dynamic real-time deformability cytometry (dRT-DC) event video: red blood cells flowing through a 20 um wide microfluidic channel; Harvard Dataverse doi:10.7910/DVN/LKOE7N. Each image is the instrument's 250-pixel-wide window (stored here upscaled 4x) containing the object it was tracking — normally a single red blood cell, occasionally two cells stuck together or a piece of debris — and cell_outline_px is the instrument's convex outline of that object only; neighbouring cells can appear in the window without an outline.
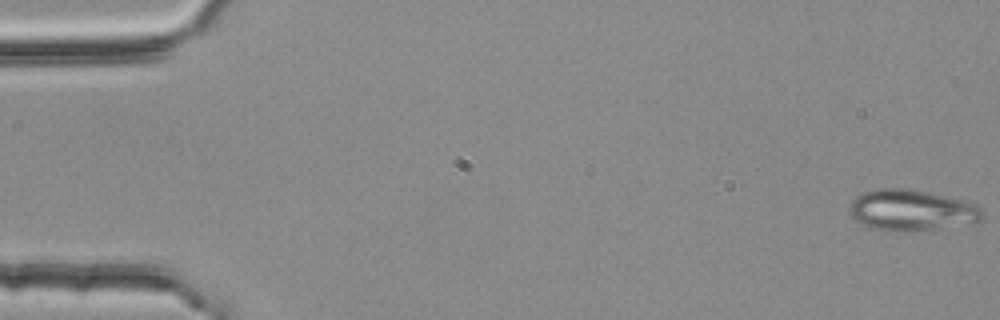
{"species": "common noctule bat (a hibernating species)", "species_latin": "Nyctalus noctula", "temperature_condition": "room temperature", "stored_images_in_passage": 54, "camera_frame_rate_fps": 3000, "um_per_image_px": 0.085, "animal": {"sex": "female", "body_mass_g": 25.1}, "frame": {"image": 1, "passage_image": 1, "time_ms": 0.0, "image_size_px": [1000, 320], "cell_outline_px": [[984, 212], [980, 220], [972, 224], [932, 228], [888, 232], [884, 232], [872, 228], [856, 220], [848, 212], [848, 208], [852, 200], [856, 196], [864, 192], [876, 188], [908, 188], [960, 200], [976, 204]], "centroid_in_image_um": [77.43, 17.86], "position_along_channel_um": 7.6, "area_um2": 31.5}}
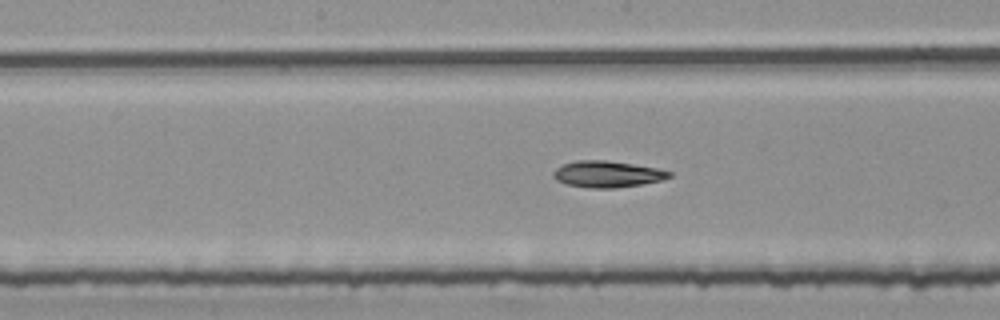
{"frame": {"image": 2, "passage_image": 28, "time_ms": 9.0, "image_size_px": [1000, 320], "cell_outline_px": [[672, 176], [664, 180], [616, 188], [588, 188], [568, 184], [556, 180], [552, 176], [552, 172], [556, 168], [564, 164], [576, 160], [608, 160], [656, 168], [672, 172]], "centroid_in_image_um": [51.61, 14.8], "position_along_channel_um": 196.6, "area_um2": 17.86}}
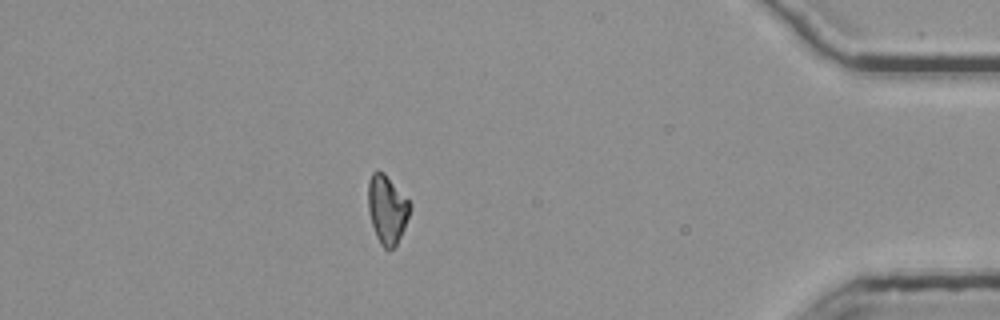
{"frame": {"image": 3, "passage_image": 48, "time_ms": 15.667, "image_size_px": [1000, 320], "cell_outline_px": [[412, 208], [404, 228], [396, 244], [388, 252], [380, 244], [376, 236], [368, 212], [368, 180], [372, 172], [376, 168], [384, 172], [412, 204]], "centroid_in_image_um": [32.89, 17.77], "position_along_channel_um": 402.3, "area_um2": 16.94}, "authors_computed_cell_mechanics": {"area_um2": 17.7446, "velocity_mm_per_s": 3.7951, "shape_relaxation_time_tau1_ms": 6.0455, "shape_relaxation_time_tau2_ms": null, "deformation_change_tau1": 0.1517, "deformation_change_tau2": null}}